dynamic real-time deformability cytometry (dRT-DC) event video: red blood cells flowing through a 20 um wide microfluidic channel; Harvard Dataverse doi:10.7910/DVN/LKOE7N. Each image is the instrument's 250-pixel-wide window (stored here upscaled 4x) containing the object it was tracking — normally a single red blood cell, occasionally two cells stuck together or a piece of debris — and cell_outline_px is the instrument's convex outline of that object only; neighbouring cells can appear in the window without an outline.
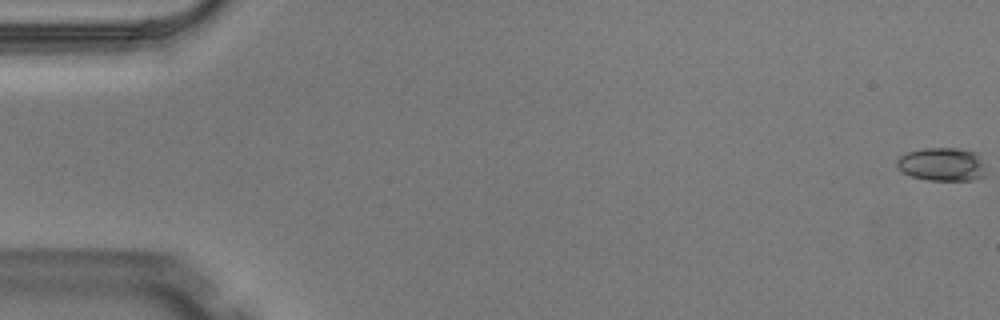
{"species": "Egyptian fruit bat (a non-hibernating species)", "species_latin": "Rousettus aegyptiacus", "temperature_condition": "warm", "stored_images_in_passage": 5, "camera_frame_rate_fps": 3000, "um_per_image_px": 0.085, "animal": {"sex": "male"}, "frame": {"image": 1, "passage_image": 1, "time_ms": 0.0, "image_size_px": [1000, 320], "cell_outline_px": [[984, 176], [972, 180], [928, 180], [912, 176], [904, 172], [896, 164], [896, 160], [900, 156], [908, 152], [924, 148], [960, 148], [980, 152], [984, 164]], "centroid_in_image_um": [80.13, 13.95], "position_along_channel_um": 4.9, "area_um2": 17.46}}
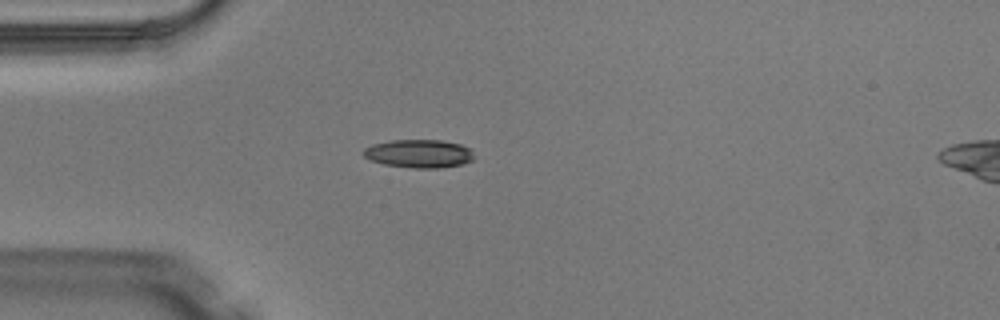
{"frame": {"image": 2, "passage_image": 4, "time_ms": 1.0, "image_size_px": [1000, 320], "cell_outline_px": [[472, 160], [464, 164], [440, 168], [412, 168], [384, 164], [372, 160], [364, 156], [364, 148], [372, 144], [392, 140], [440, 140], [460, 144], [468, 148], [472, 152]], "centroid_in_image_um": [35.61, 13.06], "position_along_channel_um": 49.4, "area_um2": 18.09}}